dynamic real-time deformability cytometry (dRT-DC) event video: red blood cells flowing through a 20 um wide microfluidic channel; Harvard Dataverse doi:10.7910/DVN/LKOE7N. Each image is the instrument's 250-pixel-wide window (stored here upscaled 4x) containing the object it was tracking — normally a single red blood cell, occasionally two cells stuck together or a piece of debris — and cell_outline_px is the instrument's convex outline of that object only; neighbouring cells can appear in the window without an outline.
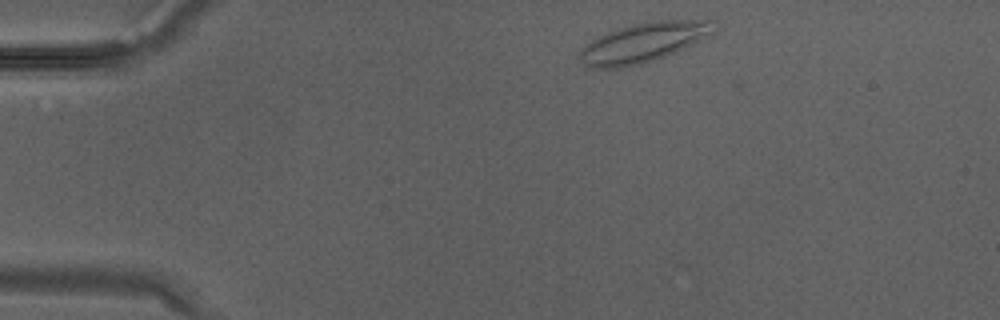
{"species": "Egyptian fruit bat (a non-hibernating species)", "species_latin": "Rousettus aegyptiacus", "temperature_condition": "warm", "stored_images_in_passage": 29, "camera_frame_rate_fps": 3000, "um_per_image_px": 0.085, "animal": {"sex": "male"}, "frame": {"image": 1, "passage_image": 1, "time_ms": 0.0, "image_size_px": [1000, 320], "cell_outline_px": [[716, 20], [696, 40], [676, 52], [640, 64], [620, 68], [588, 68], [576, 56], [580, 48], [592, 40], [616, 28], [648, 20]], "centroid_in_image_um": [54.47, 3.63], "position_along_channel_um": 30.5, "area_um2": 30.11}}
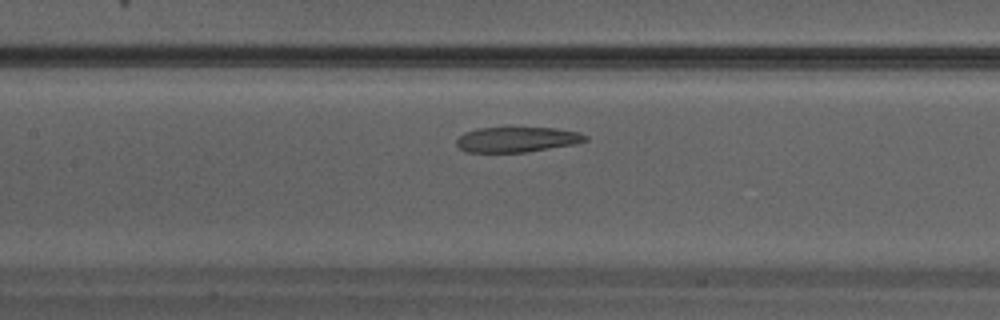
{"frame": {"image": 2, "passage_image": 11, "time_ms": 3.333, "image_size_px": [1000, 320], "cell_outline_px": [[588, 140], [576, 144], [524, 152], [468, 152], [460, 148], [456, 144], [456, 140], [464, 132], [480, 128], [556, 128], [580, 132], [588, 136]], "centroid_in_image_um": [43.98, 11.85], "position_along_channel_um": 163.4, "area_um2": 18.84}}
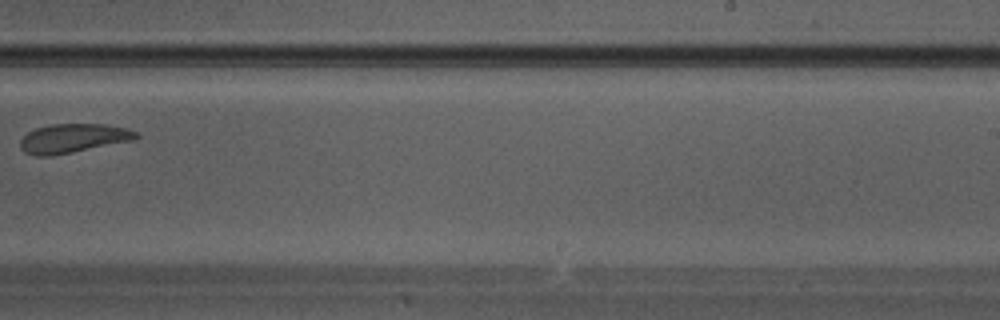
{"frame": {"image": 3, "passage_image": 17, "time_ms": 5.333, "image_size_px": [1000, 320], "cell_outline_px": [[140, 136], [136, 140], [52, 156], [36, 156], [24, 152], [20, 148], [20, 140], [28, 132], [36, 128], [52, 124], [104, 124], [124, 128], [140, 132]], "centroid_in_image_um": [6.24, 11.76], "position_along_channel_um": 282.8, "area_um2": 19.77}}